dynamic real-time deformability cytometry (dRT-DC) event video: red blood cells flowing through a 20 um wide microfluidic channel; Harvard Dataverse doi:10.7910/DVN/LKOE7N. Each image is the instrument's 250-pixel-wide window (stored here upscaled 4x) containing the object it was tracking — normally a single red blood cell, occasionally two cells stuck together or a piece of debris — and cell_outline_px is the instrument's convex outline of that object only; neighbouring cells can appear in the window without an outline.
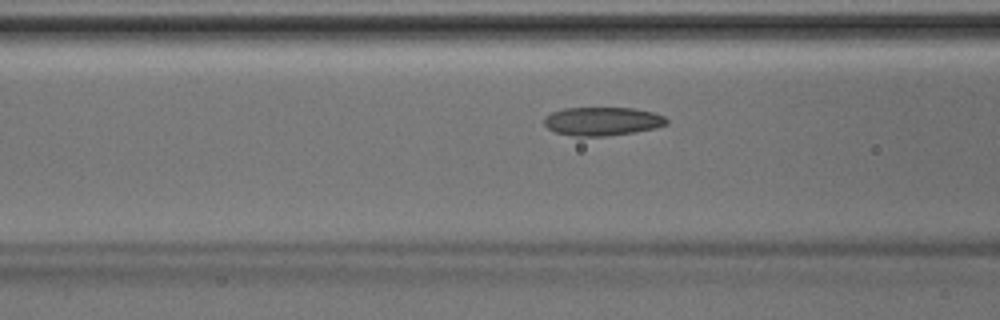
{"species": "Egyptian fruit bat (a non-hibernating species)", "species_latin": "Rousettus aegyptiacus", "temperature_condition": "room temperature", "stored_images_in_passage": 33, "camera_frame_rate_fps": 3000, "um_per_image_px": 0.085, "animal": {"sex": "male"}, "frame": {"image": 1, "passage_image": 5, "time_ms": 1.333, "image_size_px": [1000, 320], "cell_outline_px": [[668, 124], [656, 128], [632, 132], [604, 136], [576, 136], [556, 132], [548, 128], [544, 124], [544, 116], [552, 112], [564, 108], [636, 108], [652, 112], [664, 116], [668, 120]], "centroid_in_image_um": [51.2, 10.3], "position_along_channel_um": 115.4, "area_um2": 20.29}}
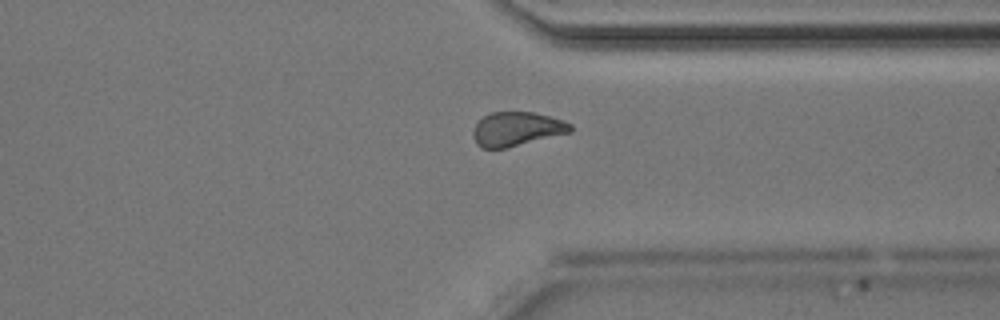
{"frame": {"image": 2, "passage_image": 22, "time_ms": 7.0, "image_size_px": [1000, 320], "cell_outline_px": [[572, 132], [508, 148], [480, 148], [476, 144], [472, 132], [476, 124], [488, 112], [532, 112], [564, 120], [572, 124]], "centroid_in_image_um": [43.93, 10.97], "position_along_channel_um": 367.5, "area_um2": 19.48}}
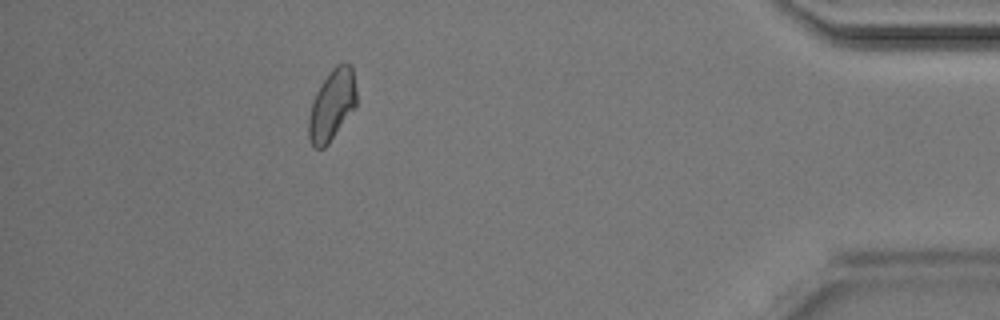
{"frame": {"image": 3, "passage_image": 28, "time_ms": 9.0, "image_size_px": [1000, 320], "cell_outline_px": [[356, 104], [328, 144], [324, 148], [316, 148], [312, 144], [308, 136], [308, 120], [312, 100], [316, 92], [332, 68], [336, 64], [348, 64], [352, 68], [356, 92]], "centroid_in_image_um": [28.19, 8.93], "position_along_channel_um": 407.0, "area_um2": 19.25}}